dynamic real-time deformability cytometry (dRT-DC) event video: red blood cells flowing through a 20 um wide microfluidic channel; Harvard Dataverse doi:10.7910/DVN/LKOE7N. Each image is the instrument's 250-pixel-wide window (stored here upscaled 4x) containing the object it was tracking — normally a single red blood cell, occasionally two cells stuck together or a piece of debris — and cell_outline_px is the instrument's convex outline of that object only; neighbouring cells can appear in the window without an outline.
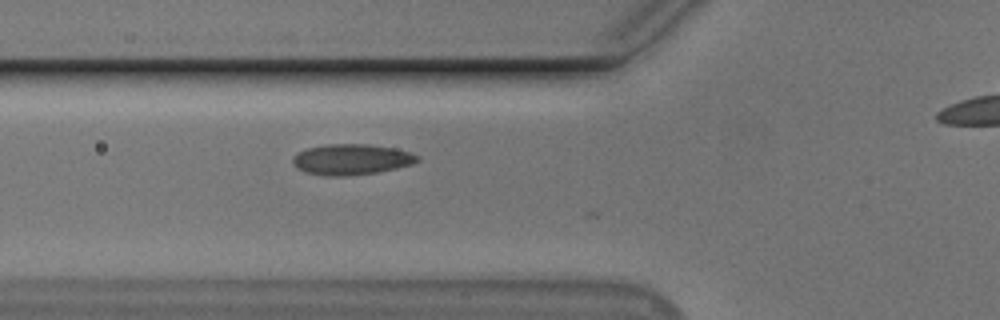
{"species": "Egyptian fruit bat (a non-hibernating species)", "species_latin": "Rousettus aegyptiacus", "temperature_condition": "cold", "stored_images_in_passage": 16, "camera_frame_rate_fps": 3000, "um_per_image_px": 0.085, "animal": {"sex": "male"}, "frame": {"image": 1, "passage_image": 12, "time_ms": 3.667, "image_size_px": [1000, 320], "cell_outline_px": [[420, 160], [412, 164], [396, 168], [376, 172], [348, 176], [324, 176], [304, 172], [296, 168], [292, 164], [292, 156], [296, 152], [308, 148], [328, 144], [368, 144], [392, 148], [412, 152], [420, 156]], "centroid_in_image_um": [29.84, 13.55], "position_along_channel_um": 96.0, "area_um2": 22.54}}
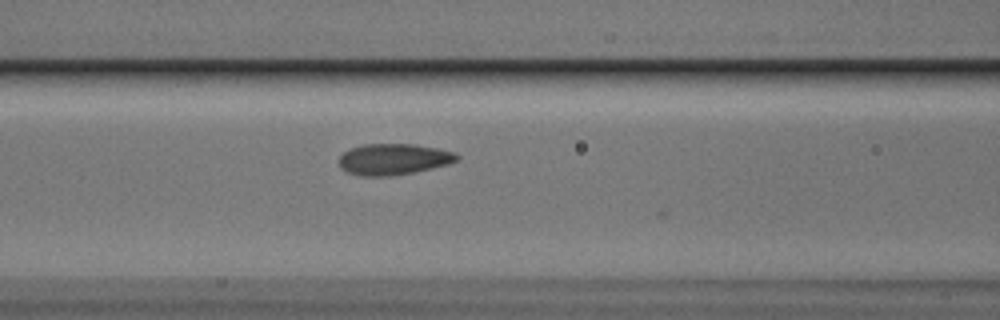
{"frame": {"image": 2, "passage_image": 15, "time_ms": 4.667, "image_size_px": [1000, 320], "cell_outline_px": [[460, 156], [456, 160], [448, 164], [432, 168], [412, 172], [388, 176], [360, 176], [348, 172], [340, 168], [340, 156], [348, 148], [364, 144], [416, 144], [456, 152]], "centroid_in_image_um": [33.44, 13.52], "position_along_channel_um": 133.2, "area_um2": 21.39}}